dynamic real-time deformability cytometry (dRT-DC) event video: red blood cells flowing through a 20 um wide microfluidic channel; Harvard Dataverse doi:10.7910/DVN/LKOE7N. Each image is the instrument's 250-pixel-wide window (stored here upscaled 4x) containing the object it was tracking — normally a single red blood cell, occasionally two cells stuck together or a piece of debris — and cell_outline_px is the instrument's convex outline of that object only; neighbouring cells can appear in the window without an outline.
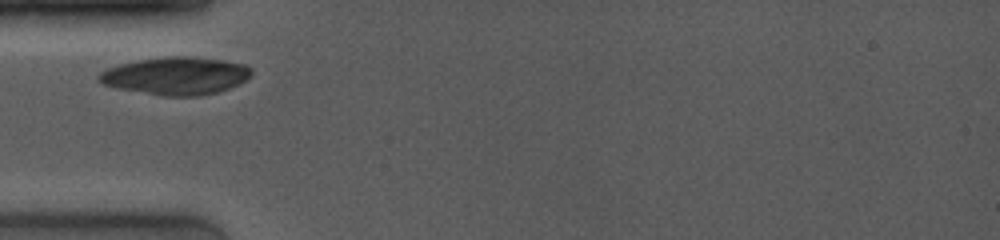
{"species": "common noctule bat (a hibernating species)", "species_latin": "Nyctalus noctula", "temperature_condition": "room temperature", "stored_images_in_passage": 20, "camera_frame_rate_fps": 4000, "um_per_image_px": 0.085, "animal": {"sex": "female", "body_mass_g": 19.0, "forearm_length_mm": 53.3}, "frame": {"image": 1, "passage_image": 1, "time_ms": 0.0, "image_size_px": [1000, 240], "cell_outline_px": [[252, 76], [220, 92], [200, 96], [164, 96], [120, 88], [104, 84], [96, 80], [96, 76], [100, 72], [108, 68], [120, 64], [140, 60], [164, 56], [196, 56], [224, 60], [244, 64], [252, 68]], "centroid_in_image_um": [14.98, 6.43], "position_along_channel_um": 70.0, "area_um2": 33.52}}
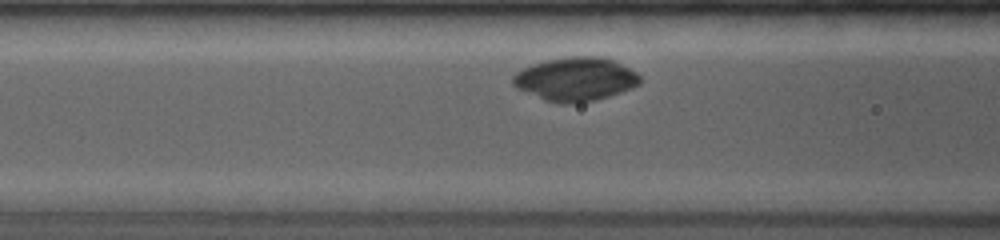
{"frame": {"image": 2, "passage_image": 6, "time_ms": 1.25, "image_size_px": [1000, 240], "cell_outline_px": [[644, 80], [640, 84], [632, 88], [596, 100], [572, 104], [560, 104], [544, 100], [516, 88], [512, 84], [512, 76], [516, 72], [532, 64], [544, 60], [568, 56], [604, 56], [616, 60], [636, 72]], "centroid_in_image_um": [48.93, 6.72], "position_along_channel_um": 117.7, "area_um2": 32.83}}